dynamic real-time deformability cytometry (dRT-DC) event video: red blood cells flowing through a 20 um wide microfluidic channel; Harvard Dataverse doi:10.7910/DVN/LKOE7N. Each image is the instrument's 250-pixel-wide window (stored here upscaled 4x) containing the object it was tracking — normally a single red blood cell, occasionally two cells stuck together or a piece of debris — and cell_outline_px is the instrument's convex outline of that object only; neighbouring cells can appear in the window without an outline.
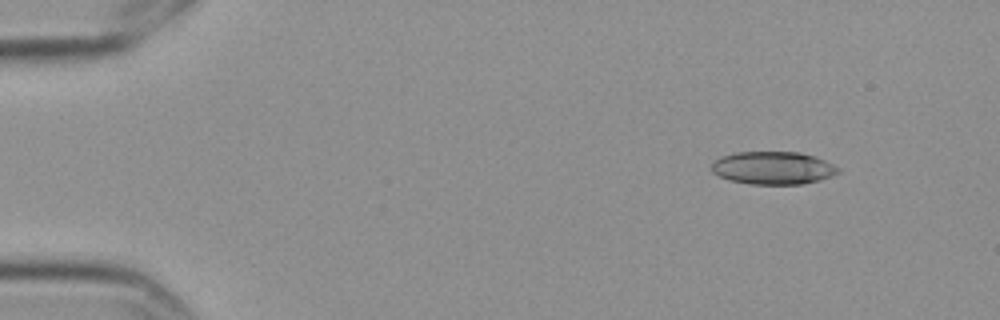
{"species": "Egyptian fruit bat (a non-hibernating species)", "species_latin": "Rousettus aegyptiacus", "temperature_condition": "cold", "stored_images_in_passage": 6, "camera_frame_rate_fps": 3000, "um_per_image_px": 0.085, "frame": {"image": 1, "passage_image": 2, "time_ms": 0.333, "image_size_px": [1000, 320], "cell_outline_px": [[840, 172], [832, 176], [820, 180], [800, 184], [752, 184], [728, 180], [712, 172], [712, 160], [720, 156], [736, 152], [800, 152], [824, 160], [840, 168]], "centroid_in_image_um": [65.68, 14.27], "position_along_channel_um": 19.3, "area_um2": 24.28}}
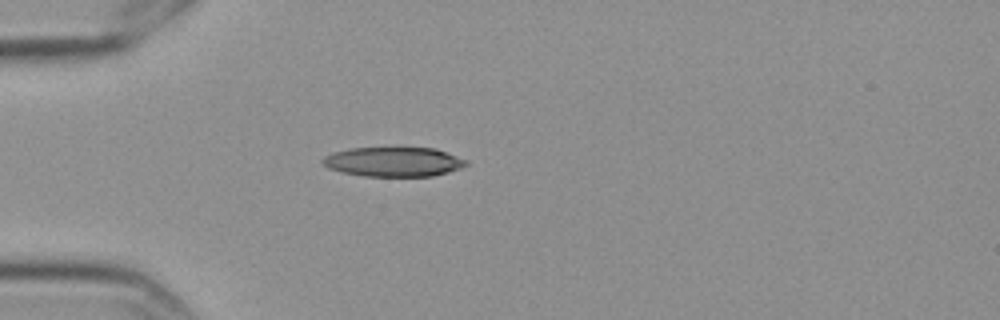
{"frame": {"image": 2, "passage_image": 5, "time_ms": 1.333, "image_size_px": [1000, 320], "cell_outline_px": [[468, 164], [460, 168], [448, 172], [432, 176], [364, 176], [340, 172], [328, 168], [320, 160], [324, 156], [332, 152], [352, 148], [436, 148], [468, 160]], "centroid_in_image_um": [33.44, 13.75], "position_along_channel_um": 51.6, "area_um2": 24.74}}